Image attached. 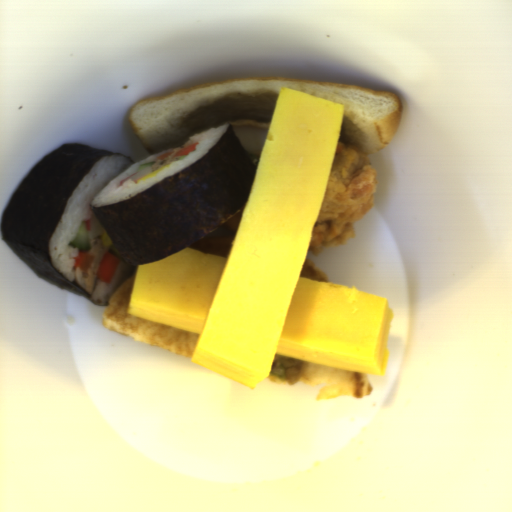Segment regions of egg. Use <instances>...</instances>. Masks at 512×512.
I'll return each mask as SVG.
<instances>
[{"label":"egg","instance_id":"d2b9013d","mask_svg":"<svg viewBox=\"0 0 512 512\" xmlns=\"http://www.w3.org/2000/svg\"><path fill=\"white\" fill-rule=\"evenodd\" d=\"M171 164H168V165H164L162 167H159L158 169H156L155 171L149 173V174H146L144 175L142 178H140L138 181L136 182H141L143 180H146V179H149V178H152L154 176H156L157 174H159L160 172H162L163 170H165L166 168L170 167Z\"/></svg>","mask_w":512,"mask_h":512},{"label":"egg","instance_id":"2799bb9f","mask_svg":"<svg viewBox=\"0 0 512 512\" xmlns=\"http://www.w3.org/2000/svg\"><path fill=\"white\" fill-rule=\"evenodd\" d=\"M100 237H101L103 245H108V246L112 245L113 242L110 239V237L108 236V234L104 228H103V233L100 235Z\"/></svg>","mask_w":512,"mask_h":512}]
</instances>
